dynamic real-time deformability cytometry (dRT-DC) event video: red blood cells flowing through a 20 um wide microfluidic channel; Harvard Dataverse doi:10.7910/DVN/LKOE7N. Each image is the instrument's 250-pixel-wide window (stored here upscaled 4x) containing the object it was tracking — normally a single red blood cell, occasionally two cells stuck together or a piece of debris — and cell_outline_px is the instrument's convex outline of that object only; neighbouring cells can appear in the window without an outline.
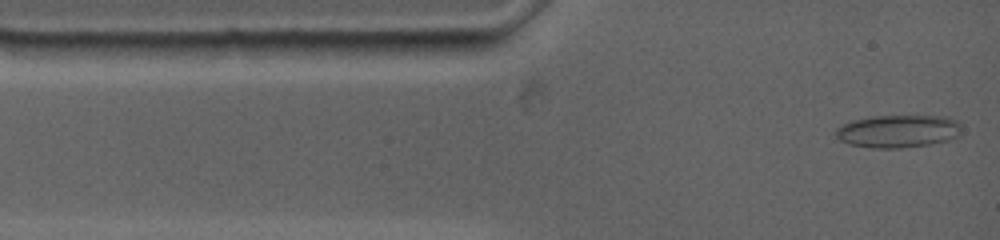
{"species": "common noctule bat (a hibernating species)", "species_latin": "Nyctalus noctula", "temperature_condition": "warm", "stored_images_in_passage": 80, "camera_frame_rate_fps": 4500, "um_per_image_px": 0.085, "animal": {"sex": "female", "body_mass_g": 19.0, "forearm_length_mm": 53.3}, "frame": {"image": 1, "passage_image": 1, "time_ms": 0.0, "image_size_px": [1000, 240], "cell_outline_px": [[960, 136], [948, 140], [928, 144], [900, 148], [872, 148], [848, 144], [840, 140], [836, 136], [836, 128], [852, 120], [872, 116], [948, 116], [956, 120], [960, 124]], "centroid_in_image_um": [76.34, 11.15], "position_along_channel_um": 8.7, "area_um2": 24.04}}
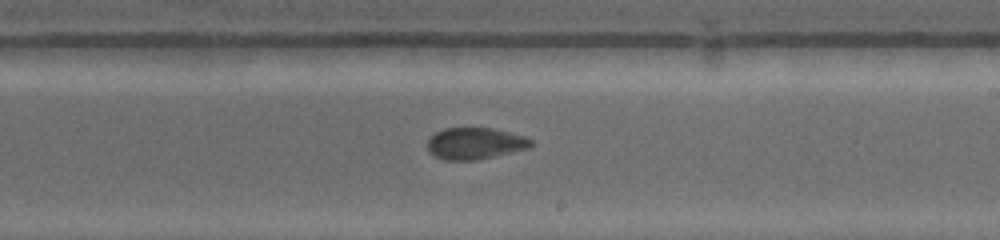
{"frame": {"image": 2, "passage_image": 35, "time_ms": 7.556, "image_size_px": [1000, 240], "cell_outline_px": [[532, 148], [476, 160], [444, 160], [432, 156], [428, 152], [428, 140], [436, 132], [444, 128], [492, 128], [524, 136], [532, 140]], "centroid_in_image_um": [40.37, 12.2], "position_along_channel_um": 248.6, "area_um2": 19.19}}
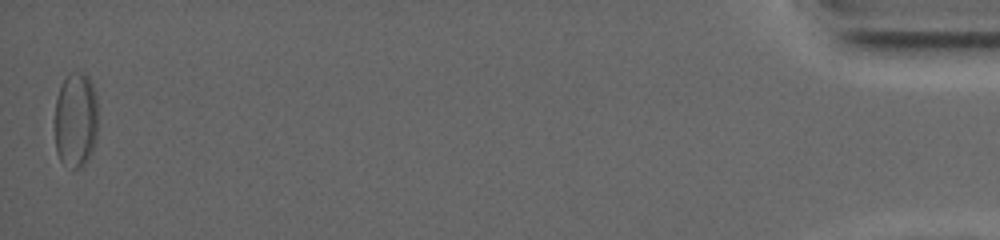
{"frame": {"image": 3, "passage_image": 77, "time_ms": 16.889, "image_size_px": [1000, 240], "cell_outline_px": [[96, 136], [92, 148], [88, 156], [76, 168], [60, 160], [56, 148], [56, 96], [68, 72], [84, 72], [88, 76], [92, 84], [96, 96]], "centroid_in_image_um": [6.43, 10.09], "position_along_channel_um": 428.8, "area_um2": 23.29}, "authors_computed_cell_mechanics": {"area_um2": 20.5768, "velocity_mm_per_s": 3.6651, "shape_relaxation_time_tau1_ms": null, "shape_relaxation_time_tau2_ms": 1.9583, "deformation_change_tau1": null, "deformation_change_tau2": 0.0656}}